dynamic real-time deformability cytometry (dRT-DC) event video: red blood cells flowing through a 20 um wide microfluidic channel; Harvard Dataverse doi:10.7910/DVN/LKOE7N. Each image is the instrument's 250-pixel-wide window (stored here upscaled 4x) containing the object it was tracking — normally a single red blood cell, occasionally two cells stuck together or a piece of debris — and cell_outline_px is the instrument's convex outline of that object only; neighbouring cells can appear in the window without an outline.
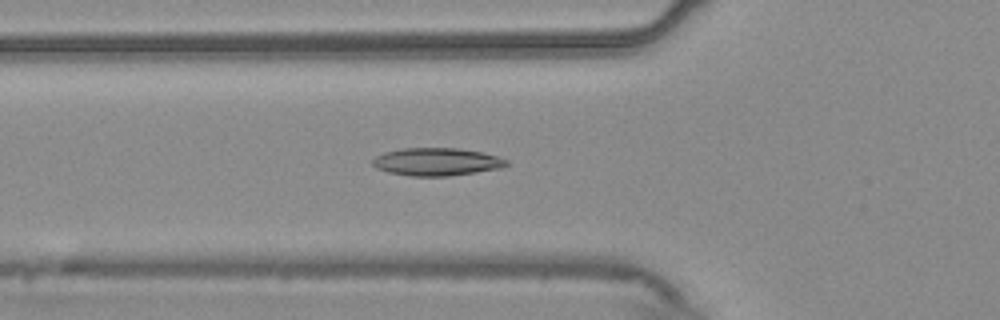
{"species": "common noctule bat (a hibernating species)", "species_latin": "Nyctalus noctula", "temperature_condition": "warm", "stored_images_in_passage": 39, "camera_frame_rate_fps": 3000, "um_per_image_px": 0.085, "animal": {"sex": "male", "body_mass_g": 20.4}, "frame": {"image": 1, "passage_image": 11, "time_ms": 3.333, "image_size_px": [1000, 320], "cell_outline_px": [[508, 164], [504, 168], [448, 176], [412, 176], [388, 172], [376, 168], [372, 164], [372, 160], [376, 156], [384, 152], [400, 148], [460, 148], [480, 152], [496, 156], [508, 160]], "centroid_in_image_um": [37.11, 13.75], "position_along_channel_um": 88.7, "area_um2": 21.73}}
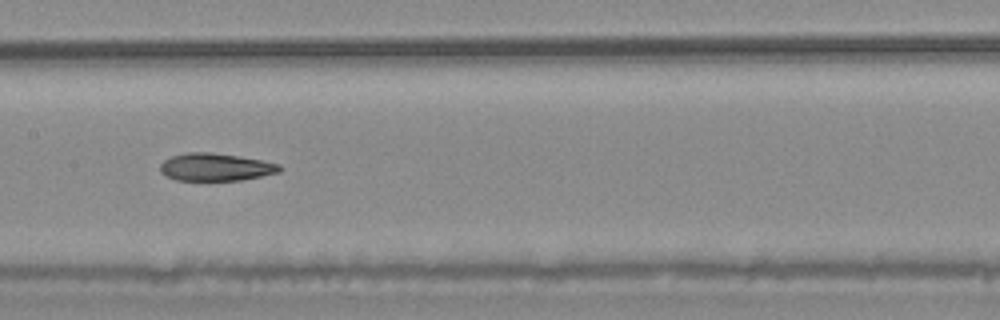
{"frame": {"image": 2, "passage_image": 19, "time_ms": 6.0, "image_size_px": [1000, 320], "cell_outline_px": [[284, 168], [280, 172], [240, 180], [176, 180], [160, 172], [160, 164], [164, 160], [172, 156], [188, 152], [212, 152], [260, 160], [280, 164]], "centroid_in_image_um": [18.33, 14.2], "position_along_channel_um": 189.1, "area_um2": 19.07}}
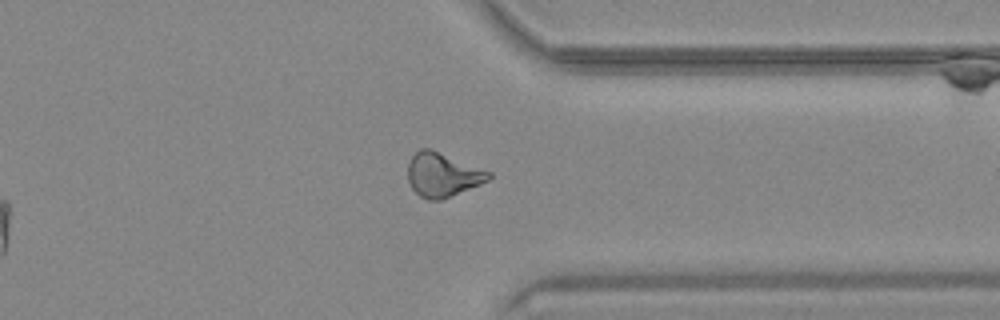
{"frame": {"image": 3, "passage_image": 34, "time_ms": 11.0, "image_size_px": [1000, 320], "cell_outline_px": [[492, 176], [488, 180], [480, 184], [440, 200], [428, 200], [420, 196], [412, 188], [408, 180], [408, 164], [412, 156], [420, 148], [432, 148], [492, 172]], "centroid_in_image_um": [37.62, 14.83], "position_along_channel_um": 373.8, "area_um2": 20.75}, "authors_computed_cell_mechanics": {"area_um2": 20.0566, "velocity_mm_per_s": 3.7368, "shape_relaxation_time_tau1_ms": null, "shape_relaxation_time_tau2_ms": 8.0196, "deformation_change_tau1": null, "deformation_change_tau2": 0.1627}}